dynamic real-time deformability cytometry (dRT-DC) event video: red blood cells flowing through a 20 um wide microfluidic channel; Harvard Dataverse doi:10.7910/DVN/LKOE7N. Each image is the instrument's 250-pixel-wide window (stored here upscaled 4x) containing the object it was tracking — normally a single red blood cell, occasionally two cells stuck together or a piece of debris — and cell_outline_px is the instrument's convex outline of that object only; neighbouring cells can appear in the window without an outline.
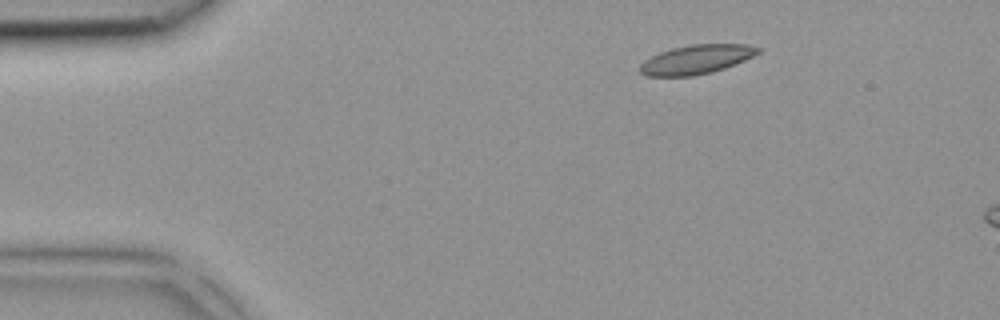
{"species": "common noctule bat (a hibernating species)", "species_latin": "Nyctalus noctula", "temperature_condition": "room temperature", "stored_images_in_passage": 3, "camera_frame_rate_fps": 3000, "um_per_image_px": 0.085, "animal": {"sex": "female", "body_mass_g": 18.4}, "frame": {"image": 1, "passage_image": 1, "time_ms": 0.0, "image_size_px": [1000, 320], "cell_outline_px": [[760, 52], [744, 60], [724, 68], [712, 72], [692, 76], [644, 76], [640, 72], [640, 64], [644, 60], [660, 52], [672, 48], [688, 44], [748, 44], [760, 48]], "centroid_in_image_um": [59.17, 5.05], "position_along_channel_um": 25.8, "area_um2": 20.0}}